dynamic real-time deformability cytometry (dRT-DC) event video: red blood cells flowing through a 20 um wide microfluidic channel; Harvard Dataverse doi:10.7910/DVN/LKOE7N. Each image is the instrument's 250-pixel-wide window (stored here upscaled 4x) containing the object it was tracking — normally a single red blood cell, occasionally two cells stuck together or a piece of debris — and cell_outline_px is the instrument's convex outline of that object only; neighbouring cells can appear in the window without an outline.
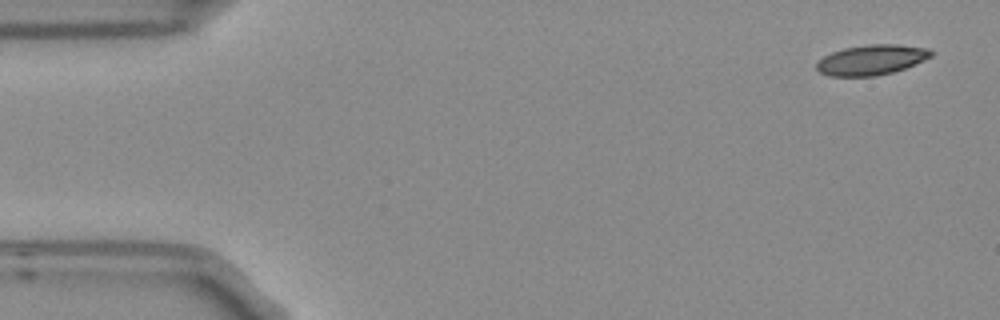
{"species": "Egyptian fruit bat (a non-hibernating species)", "species_latin": "Rousettus aegyptiacus", "temperature_condition": "room temperature", "stored_images_in_passage": 5, "segment_of_instrument_passage": [1, 2], "camera_frame_rate_fps": 3000, "um_per_image_px": 0.085, "frame": {"image": 1, "passage_image": 1, "time_ms": 0.0, "image_size_px": [1000, 320], "cell_outline_px": [[936, 52], [932, 56], [924, 60], [904, 68], [892, 72], [872, 76], [828, 76], [820, 72], [816, 68], [816, 60], [832, 52], [844, 48], [868, 44], [896, 44], [928, 48]], "centroid_in_image_um": [74.06, 5.08], "position_along_channel_um": 10.9, "area_um2": 20.17}}
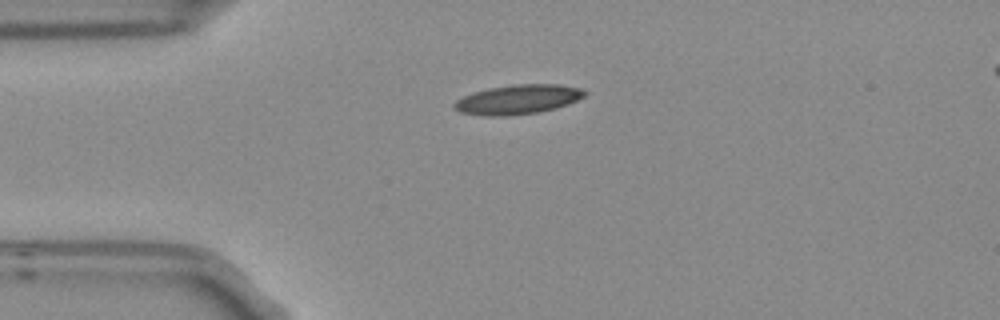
{"frame": {"image": 2, "passage_image": 3, "time_ms": 0.667, "image_size_px": [1000, 320], "cell_outline_px": [[588, 92], [584, 96], [568, 104], [556, 108], [536, 112], [508, 116], [484, 116], [460, 112], [452, 108], [452, 104], [456, 100], [472, 92], [488, 88], [512, 84], [560, 84], [580, 88]], "centroid_in_image_um": [43.98, 8.45], "position_along_channel_um": 41.0, "area_um2": 22.54}}